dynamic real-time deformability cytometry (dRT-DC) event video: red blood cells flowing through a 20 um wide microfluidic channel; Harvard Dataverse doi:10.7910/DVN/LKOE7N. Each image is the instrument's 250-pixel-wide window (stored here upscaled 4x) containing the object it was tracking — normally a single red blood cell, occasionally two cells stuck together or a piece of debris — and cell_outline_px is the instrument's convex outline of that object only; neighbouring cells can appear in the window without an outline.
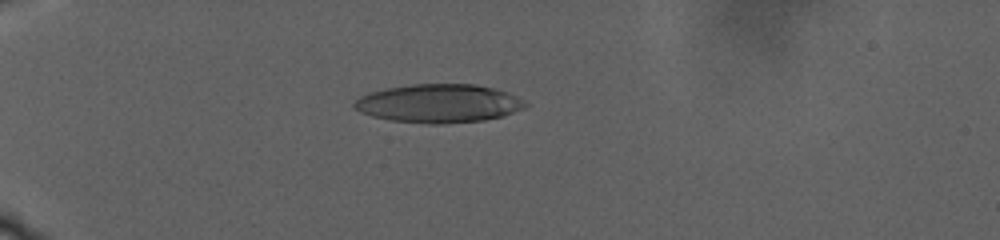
{"species": "human", "species_latin": "Homo sapiens", "temperature_condition": "warm", "stored_images_in_passage": 75, "camera_frame_rate_fps": 3000, "um_per_image_px": 0.085, "donor": {"sex": "male"}, "frame": {"image": 1, "passage_image": 9, "time_ms": 3.0, "image_size_px": [1000, 240], "cell_outline_px": [[528, 104], [524, 108], [504, 116], [484, 120], [440, 124], [432, 124], [392, 120], [372, 116], [360, 112], [352, 108], [352, 104], [360, 96], [368, 92], [384, 88], [412, 84], [476, 84], [496, 88], [508, 92], [524, 100]], "centroid_in_image_um": [37.29, 8.78], "position_along_channel_um": 47.7, "area_um2": 38.67}}
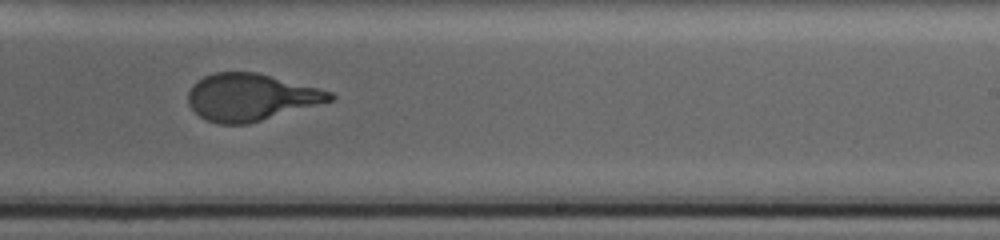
{"frame": {"image": 2, "passage_image": 43, "time_ms": 15.667, "image_size_px": [1000, 240], "cell_outline_px": [[336, 96], [332, 100], [248, 124], [220, 124], [208, 120], [200, 116], [188, 104], [188, 92], [192, 84], [196, 80], [204, 76], [216, 72], [256, 72], [332, 92]], "centroid_in_image_um": [21.26, 8.26], "position_along_channel_um": 267.7, "area_um2": 38.44}}
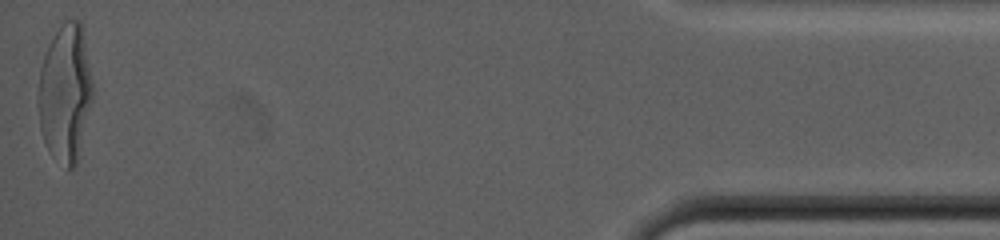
{"frame": {"image": 3, "passage_image": 75, "time_ms": 26.667, "image_size_px": [1000, 240], "cell_outline_px": [[92, 100], [76, 168], [68, 168], [52, 156], [44, 140], [40, 128], [36, 100], [40, 68], [48, 44], [60, 24], [64, 20], [80, 20], [84, 28], [92, 80]], "centroid_in_image_um": [5.54, 7.87], "position_along_channel_um": 429.7, "area_um2": 44.27}, "authors_computed_cell_mechanics": {"area_um2": 39.6508, "velocity_mm_per_s": 2.1189, "shape_relaxation_time_tau1_ms": 10.0716, "shape_relaxation_time_tau2_ms": null, "deformation_change_tau1": 0.2931, "deformation_change_tau2": null}}